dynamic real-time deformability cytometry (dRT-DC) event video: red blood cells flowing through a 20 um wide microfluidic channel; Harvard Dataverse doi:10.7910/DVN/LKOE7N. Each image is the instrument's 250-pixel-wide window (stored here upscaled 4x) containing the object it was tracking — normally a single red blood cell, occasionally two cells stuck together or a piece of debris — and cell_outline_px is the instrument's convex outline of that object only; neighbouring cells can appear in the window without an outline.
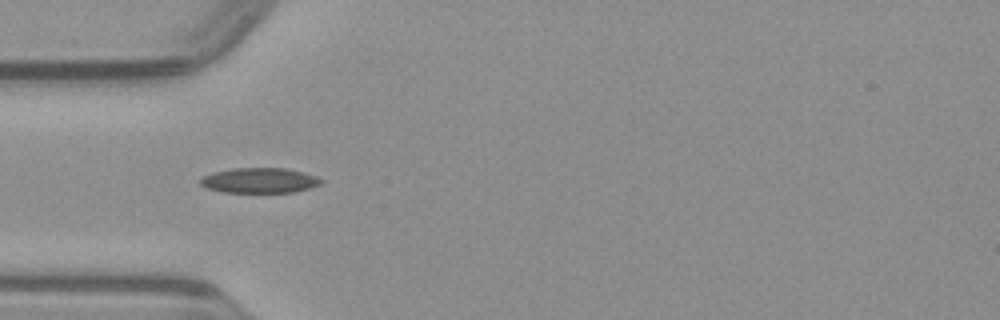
{"species": "common noctule bat (a hibernating species)", "species_latin": "Nyctalus noctula", "temperature_condition": "warm", "stored_images_in_passage": 48, "camera_frame_rate_fps": 3000, "um_per_image_px": 0.085, "animal": {"sex": "male", "body_mass_g": 23.1, "forearm_length_mm": 52.7}, "frame": {"image": 1, "passage_image": 14, "time_ms": 4.333, "image_size_px": [1000, 320], "cell_outline_px": [[324, 180], [320, 184], [308, 188], [292, 192], [220, 192], [208, 188], [200, 184], [200, 176], [212, 172], [232, 168], [288, 168], [304, 172], [316, 176]], "centroid_in_image_um": [22.03, 15.32], "position_along_channel_um": 63.0, "area_um2": 17.8}}
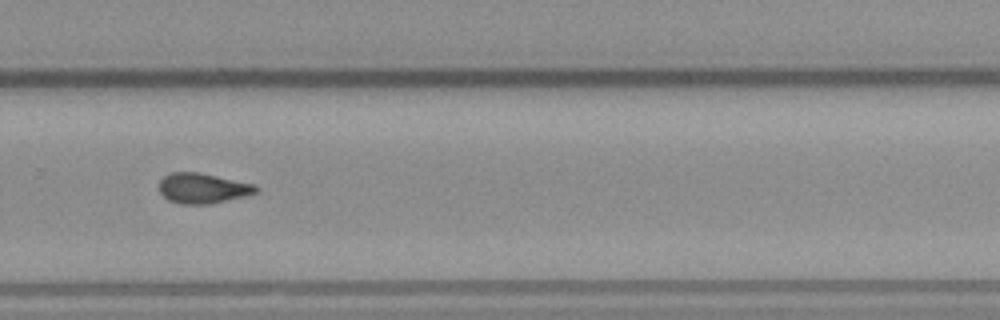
{"frame": {"image": 2, "passage_image": 32, "time_ms": 10.333, "image_size_px": [1000, 320], "cell_outline_px": [[260, 188], [256, 192], [248, 196], [208, 204], [180, 204], [168, 200], [160, 192], [160, 180], [164, 176], [172, 172], [200, 172], [256, 184]], "centroid_in_image_um": [17.27, 16.0], "position_along_channel_um": 312.5, "area_um2": 17.22}}
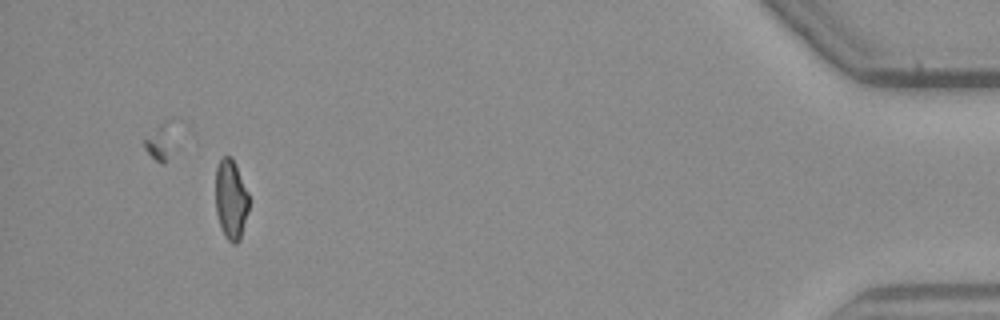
{"frame": {"image": 3, "passage_image": 45, "time_ms": 14.667, "image_size_px": [1000, 320], "cell_outline_px": [[248, 212], [240, 240], [236, 244], [232, 244], [224, 236], [216, 212], [216, 168], [220, 160], [224, 156], [232, 156], [236, 164], [248, 192]], "centroid_in_image_um": [19.63, 16.96], "position_along_channel_um": 415.6, "area_um2": 15.55}}